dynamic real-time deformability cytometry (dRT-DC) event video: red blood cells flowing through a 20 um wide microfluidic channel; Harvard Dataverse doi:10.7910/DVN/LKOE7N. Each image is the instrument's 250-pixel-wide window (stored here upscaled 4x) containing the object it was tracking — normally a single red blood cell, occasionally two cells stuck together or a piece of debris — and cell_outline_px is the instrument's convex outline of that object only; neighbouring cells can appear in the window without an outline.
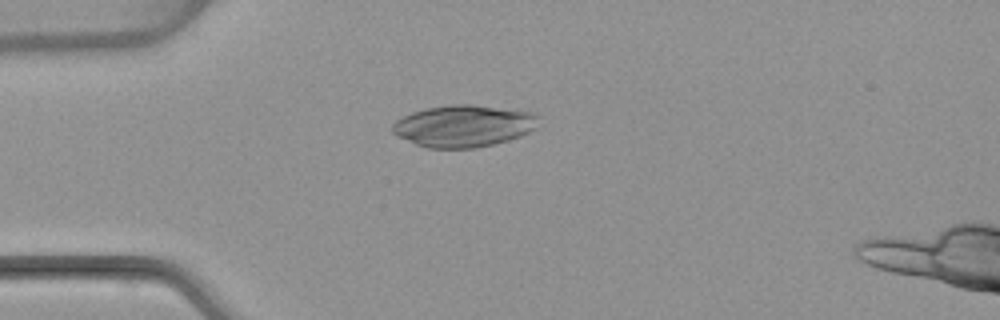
{"species": "common noctule bat (a hibernating species)", "species_latin": "Nyctalus noctula", "temperature_condition": "warm", "stored_images_in_passage": 4, "camera_frame_rate_fps": 3000, "um_per_image_px": 0.085, "animal": {"sex": "female", "body_mass_g": 22.7, "forearm_length_mm": 54.2}, "frame": {"image": 1, "passage_image": 3, "time_ms": 2.667, "image_size_px": [1000, 320], "cell_outline_px": [[540, 116], [536, 128], [520, 136], [508, 140], [476, 148], [428, 148], [416, 144], [396, 136], [392, 132], [392, 124], [396, 120], [412, 112], [424, 108], [452, 104], [472, 104], [532, 112]], "centroid_in_image_um": [39.4, 10.7], "position_along_channel_um": 45.6, "area_um2": 35.78}}